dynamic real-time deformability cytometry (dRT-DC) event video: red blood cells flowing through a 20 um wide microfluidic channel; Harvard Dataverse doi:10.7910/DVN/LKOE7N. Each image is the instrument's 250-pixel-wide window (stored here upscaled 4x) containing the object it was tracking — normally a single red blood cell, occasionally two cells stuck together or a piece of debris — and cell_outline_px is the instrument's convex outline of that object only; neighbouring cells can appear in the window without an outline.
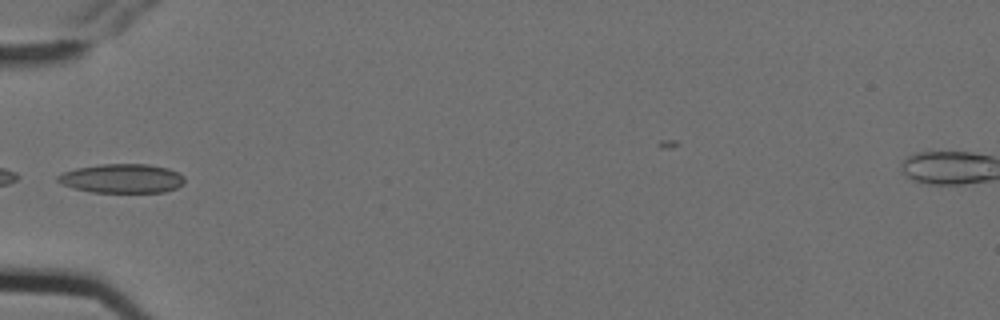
{"species": "Egyptian fruit bat (a non-hibernating species)", "species_latin": "Rousettus aegyptiacus", "temperature_condition": "cold", "stored_images_in_passage": 3, "camera_frame_rate_fps": 3000, "um_per_image_px": 0.085, "animal": {"sex": "female"}, "frame": {"image": 1, "passage_image": 1, "time_ms": 0.0, "image_size_px": [1000, 320], "cell_outline_px": [[184, 184], [176, 188], [164, 192], [92, 192], [72, 188], [56, 180], [56, 176], [64, 172], [76, 168], [100, 164], [148, 164], [168, 168], [184, 176]], "centroid_in_image_um": [10.37, 15.17], "position_along_channel_um": 74.6, "area_um2": 21.5}}
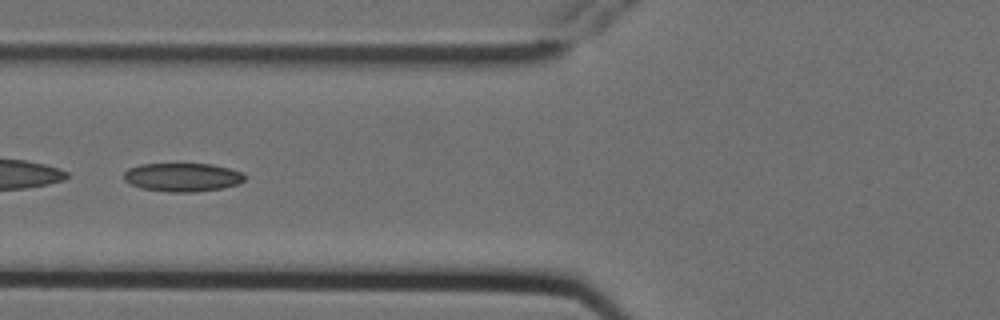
{"frame": {"image": 2, "passage_image": 2, "time_ms": 0.333, "image_size_px": [1000, 320], "cell_outline_px": [[244, 180], [240, 184], [224, 188], [192, 192], [168, 192], [140, 188], [124, 180], [124, 172], [128, 168], [140, 164], [212, 164], [244, 172]], "centroid_in_image_um": [15.52, 15.06], "position_along_channel_um": 110.3, "area_um2": 20.23}}
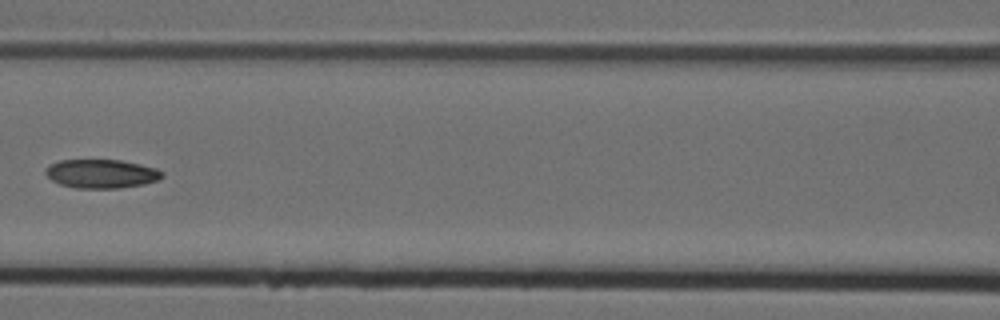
{"frame": {"image": 3, "passage_image": 3, "time_ms": 0.667, "image_size_px": [1000, 320], "cell_outline_px": [[164, 176], [160, 180], [144, 184], [120, 188], [76, 188], [60, 184], [52, 180], [44, 172], [48, 164], [60, 160], [120, 160], [140, 164], [156, 168], [164, 172]], "centroid_in_image_um": [8.64, 14.76], "position_along_channel_um": 158.0, "area_um2": 19.71}}